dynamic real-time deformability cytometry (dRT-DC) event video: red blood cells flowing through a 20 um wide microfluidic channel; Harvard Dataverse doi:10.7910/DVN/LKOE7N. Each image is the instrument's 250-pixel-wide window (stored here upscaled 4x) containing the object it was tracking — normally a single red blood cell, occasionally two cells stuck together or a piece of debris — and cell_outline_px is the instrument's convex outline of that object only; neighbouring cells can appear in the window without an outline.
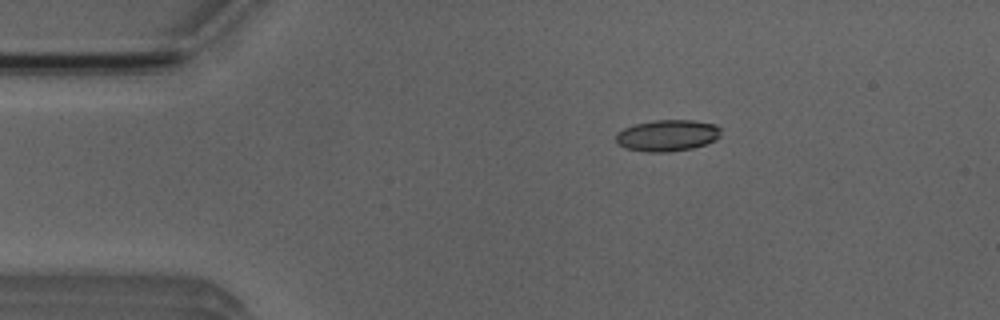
{"species": "Egyptian fruit bat (a non-hibernating species)", "species_latin": "Rousettus aegyptiacus", "temperature_condition": "room temperature", "stored_images_in_passage": 37, "camera_frame_rate_fps": 3000, "um_per_image_px": 0.085, "animal": {"sex": "male"}, "frame": {"image": 1, "passage_image": 2, "time_ms": 0.333, "image_size_px": [1000, 320], "cell_outline_px": [[720, 136], [716, 140], [692, 148], [668, 152], [648, 152], [624, 148], [616, 144], [616, 132], [624, 128], [636, 124], [652, 120], [692, 120], [716, 124], [720, 128]], "centroid_in_image_um": [56.7, 11.51], "position_along_channel_um": 28.3, "area_um2": 19.36}}
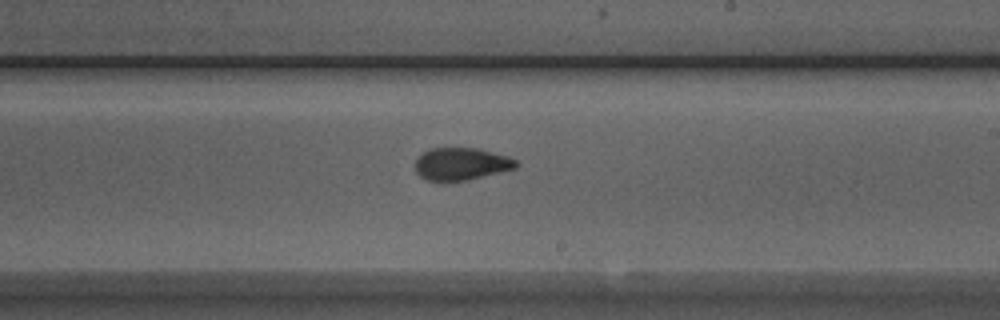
{"frame": {"image": 2, "passage_image": 23, "time_ms": 7.333, "image_size_px": [1000, 320], "cell_outline_px": [[520, 164], [516, 168], [468, 180], [440, 184], [428, 180], [420, 176], [416, 172], [416, 160], [424, 152], [432, 148], [476, 148], [508, 156], [516, 160]], "centroid_in_image_um": [39.2, 13.97], "position_along_channel_um": 249.8, "area_um2": 19.36}}
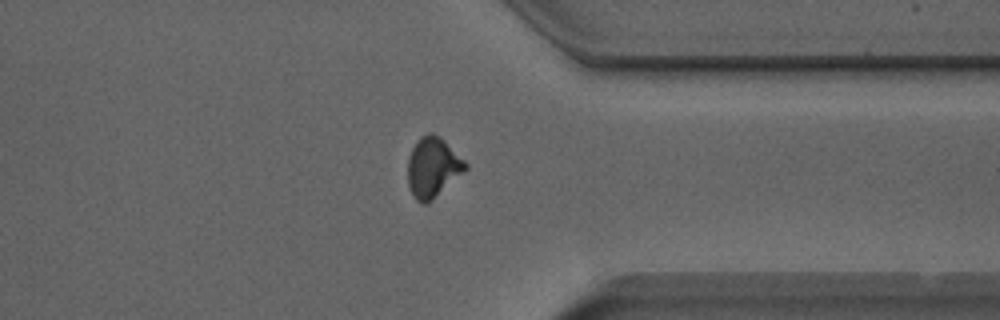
{"frame": {"image": 3, "passage_image": 33, "time_ms": 10.667, "image_size_px": [1000, 320], "cell_outline_px": [[468, 168], [464, 172], [428, 204], [420, 204], [412, 196], [408, 184], [408, 156], [412, 148], [420, 136], [428, 132], [432, 132], [440, 136], [468, 164]], "centroid_in_image_um": [36.78, 14.23], "position_along_channel_um": 374.6, "area_um2": 20.4}, "authors_computed_cell_mechanics": {"area_um2": 19.5942, "velocity_mm_per_s": 3.9159, "shape_relaxation_time_tau1_ms": 5.4915, "shape_relaxation_time_tau2_ms": 1.3066, "deformation_change_tau1": 0.1565, "deformation_change_tau2": 0.0657}}